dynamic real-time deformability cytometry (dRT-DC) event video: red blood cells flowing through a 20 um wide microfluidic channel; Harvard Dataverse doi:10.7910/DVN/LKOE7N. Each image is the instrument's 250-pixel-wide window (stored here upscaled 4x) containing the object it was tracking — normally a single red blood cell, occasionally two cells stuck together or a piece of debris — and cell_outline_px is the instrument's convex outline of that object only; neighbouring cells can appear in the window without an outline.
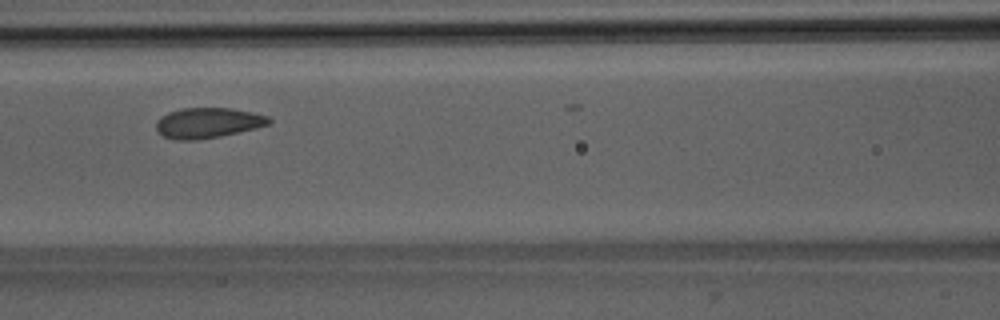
{"species": "Egyptian fruit bat (a non-hibernating species)", "species_latin": "Rousettus aegyptiacus", "temperature_condition": "room temperature", "stored_images_in_passage": 32, "camera_frame_rate_fps": 3000, "um_per_image_px": 0.085, "animal": {"sex": "male"}, "frame": {"image": 1, "passage_image": 14, "time_ms": 4.333, "image_size_px": [1000, 320], "cell_outline_px": [[272, 120], [268, 124], [256, 128], [220, 136], [196, 140], [176, 140], [164, 136], [156, 128], [156, 120], [160, 116], [168, 112], [180, 108], [232, 108], [252, 112], [268, 116]], "centroid_in_image_um": [17.65, 10.43], "position_along_channel_um": 149.0, "area_um2": 19.94}}
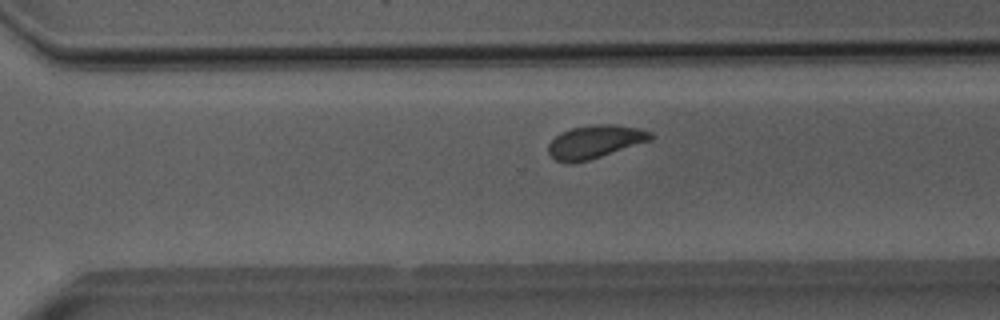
{"frame": {"image": 2, "passage_image": 27, "time_ms": 8.667, "image_size_px": [1000, 320], "cell_outline_px": [[652, 140], [588, 160], [572, 164], [568, 164], [556, 160], [548, 152], [548, 144], [556, 136], [572, 128], [596, 124], [612, 124], [640, 128], [652, 132]], "centroid_in_image_um": [50.58, 12.05], "position_along_channel_um": 320.0, "area_um2": 19.59}}